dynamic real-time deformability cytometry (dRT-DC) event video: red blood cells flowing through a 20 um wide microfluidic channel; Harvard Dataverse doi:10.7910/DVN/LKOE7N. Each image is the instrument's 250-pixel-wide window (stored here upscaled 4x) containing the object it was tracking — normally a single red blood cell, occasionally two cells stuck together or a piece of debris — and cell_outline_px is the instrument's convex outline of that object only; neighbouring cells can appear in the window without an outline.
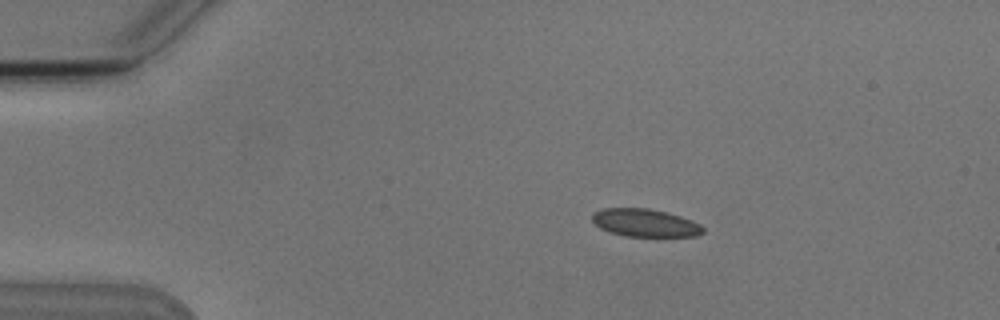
{"species": "Egyptian fruit bat (a non-hibernating species)", "species_latin": "Rousettus aegyptiacus", "temperature_condition": "cold", "stored_images_in_passage": 7, "camera_frame_rate_fps": 3000, "um_per_image_px": 0.085, "animal": {"sex": "male"}, "frame": {"image": 1, "passage_image": 2, "time_ms": 1.0, "image_size_px": [1000, 320], "cell_outline_px": [[704, 232], [696, 236], [624, 236], [608, 232], [600, 228], [592, 220], [592, 212], [604, 208], [648, 208], [680, 216], [700, 224], [704, 228]], "centroid_in_image_um": [54.8, 18.94], "position_along_channel_um": 30.2, "area_um2": 17.92}}
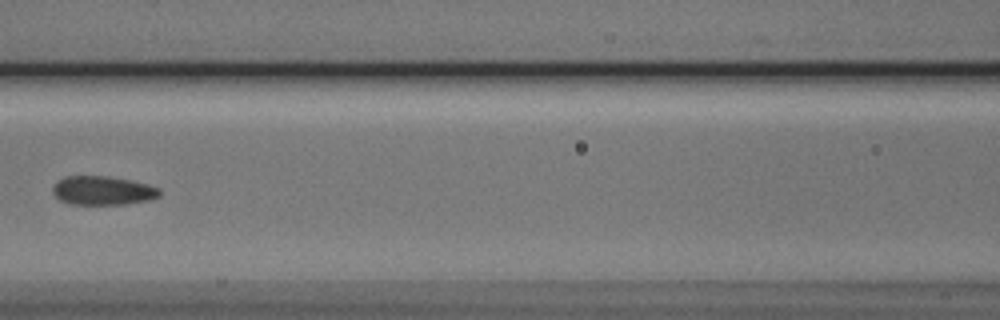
{"frame": {"image": 2, "passage_image": 6, "time_ms": 6.0, "image_size_px": [1000, 320], "cell_outline_px": [[160, 196], [148, 200], [124, 204], [68, 204], [60, 200], [52, 192], [52, 188], [56, 180], [64, 176], [108, 176], [128, 180], [160, 188]], "centroid_in_image_um": [8.67, 16.19], "position_along_channel_um": 157.9, "area_um2": 17.92}}
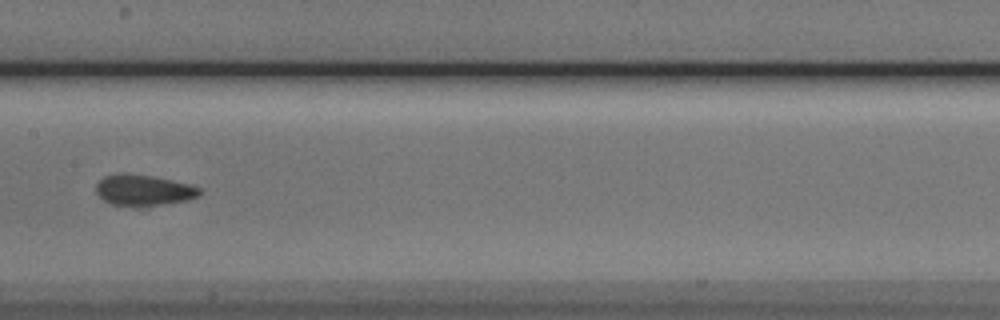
{"frame": {"image": 3, "passage_image": 7, "time_ms": 7.0, "image_size_px": [1000, 320], "cell_outline_px": [[200, 196], [188, 200], [140, 208], [112, 204], [104, 200], [96, 192], [96, 184], [104, 176], [152, 176], [172, 180], [188, 184], [200, 188]], "centroid_in_image_um": [12.25, 16.23], "position_along_channel_um": 195.2, "area_um2": 18.26}}